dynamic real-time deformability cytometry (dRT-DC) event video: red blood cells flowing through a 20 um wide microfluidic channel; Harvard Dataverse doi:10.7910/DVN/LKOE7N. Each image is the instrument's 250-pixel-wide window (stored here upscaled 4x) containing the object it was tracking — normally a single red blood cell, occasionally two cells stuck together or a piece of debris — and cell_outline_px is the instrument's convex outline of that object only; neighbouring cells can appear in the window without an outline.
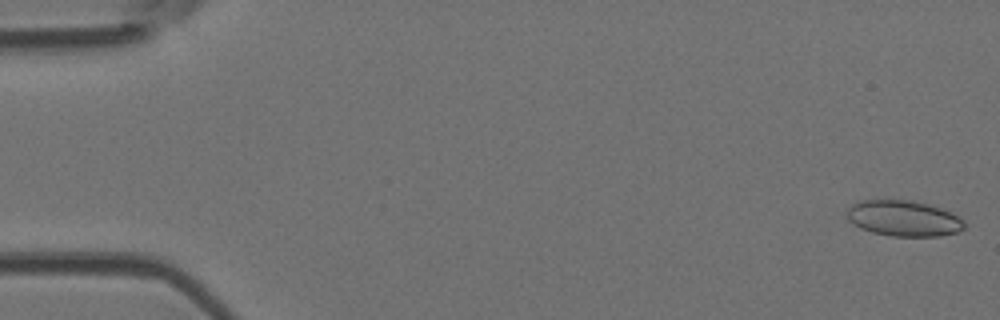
{"species": "Egyptian fruit bat (a non-hibernating species)", "species_latin": "Rousettus aegyptiacus", "temperature_condition": "room temperature", "stored_images_in_passage": 4, "camera_frame_rate_fps": 3000, "um_per_image_px": 0.085, "animal": {"sex": "female"}, "frame": {"image": 1, "passage_image": 1, "time_ms": 0.0, "image_size_px": [1000, 320], "cell_outline_px": [[964, 228], [956, 232], [940, 236], [892, 236], [872, 232], [860, 228], [848, 220], [848, 208], [852, 204], [860, 200], [912, 200], [928, 204], [952, 212], [964, 220]], "centroid_in_image_um": [76.81, 18.55], "position_along_channel_um": 8.2, "area_um2": 24.45}}